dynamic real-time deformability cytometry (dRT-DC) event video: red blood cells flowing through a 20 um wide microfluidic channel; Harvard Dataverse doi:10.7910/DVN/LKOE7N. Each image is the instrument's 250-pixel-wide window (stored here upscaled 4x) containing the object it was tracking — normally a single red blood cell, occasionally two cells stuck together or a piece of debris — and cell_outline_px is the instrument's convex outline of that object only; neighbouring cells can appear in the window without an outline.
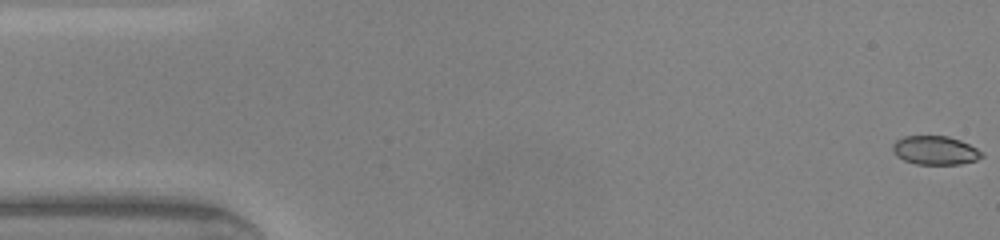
{"species": "common noctule bat (a hibernating species)", "species_latin": "Nyctalus noctula", "temperature_condition": "warm", "stored_images_in_passage": 47, "camera_frame_rate_fps": 3000, "um_per_image_px": 0.085, "animal": {"sex": "male", "body_mass_g": 20.0, "forearm_length_mm": 53.3}, "frame": {"image": 1, "passage_image": 1, "time_ms": 0.0, "image_size_px": [1000, 240], "cell_outline_px": [[984, 156], [976, 160], [960, 164], [916, 164], [904, 160], [896, 156], [892, 152], [892, 144], [896, 140], [904, 136], [948, 136], [960, 140], [984, 152]], "centroid_in_image_um": [79.48, 12.78], "position_along_channel_um": 5.5, "area_um2": 15.03}}
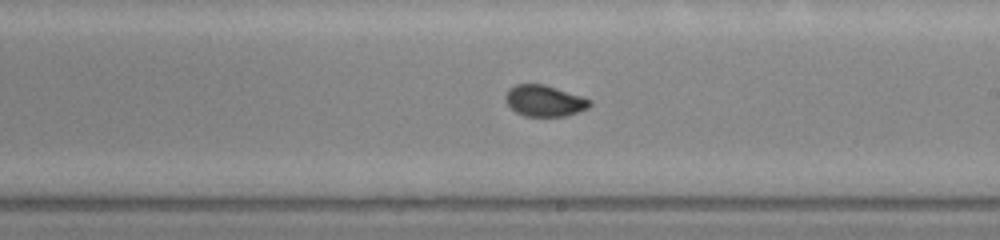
{"frame": {"image": 2, "passage_image": 27, "time_ms": 8.667, "image_size_px": [1000, 240], "cell_outline_px": [[592, 104], [588, 108], [564, 116], [524, 116], [516, 112], [508, 104], [504, 96], [508, 88], [516, 84], [544, 84], [592, 100]], "centroid_in_image_um": [46.26, 8.56], "position_along_channel_um": 242.7, "area_um2": 15.2}}
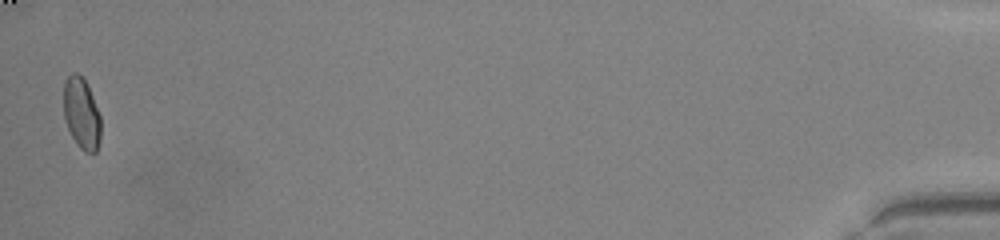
{"frame": {"image": 3, "passage_image": 47, "time_ms": 15.333, "image_size_px": [1000, 240], "cell_outline_px": [[100, 140], [96, 152], [84, 152], [76, 144], [68, 128], [64, 116], [64, 80], [72, 72], [76, 72], [84, 80], [92, 96], [100, 116]], "centroid_in_image_um": [6.92, 9.66], "position_along_channel_um": 428.3, "area_um2": 15.26}, "authors_computed_cell_mechanics": {"area_um2": 15.4326, "velocity_mm_per_s": 4.2924, "shape_relaxation_time_tau1_ms": 7.916, "shape_relaxation_time_tau2_ms": null, "deformation_change_tau1": 0.2152, "deformation_change_tau2": null}}